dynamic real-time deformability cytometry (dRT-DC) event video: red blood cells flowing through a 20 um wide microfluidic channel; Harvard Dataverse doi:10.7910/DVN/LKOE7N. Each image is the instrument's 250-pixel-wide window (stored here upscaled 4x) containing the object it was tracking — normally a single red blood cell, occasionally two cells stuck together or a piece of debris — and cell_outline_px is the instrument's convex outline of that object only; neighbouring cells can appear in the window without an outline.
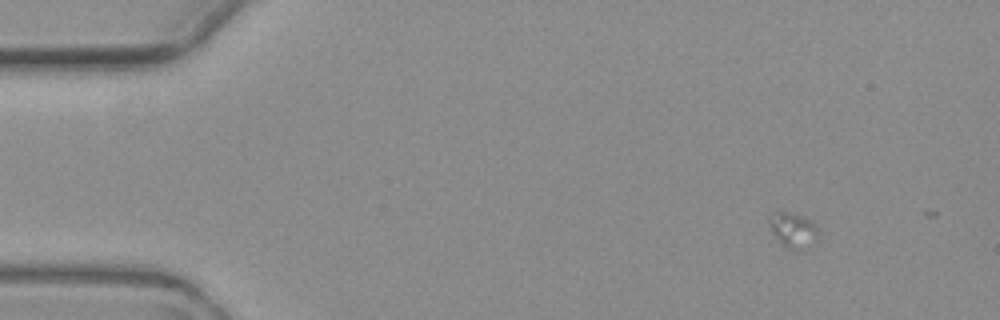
{"species": "common noctule bat (a hibernating species)", "species_latin": "Nyctalus noctula", "temperature_condition": "warm", "stored_images_in_passage": 5, "camera_frame_rate_fps": 3000, "um_per_image_px": 0.085, "animal": {"sex": "female", "body_mass_g": 19.3, "forearm_length_mm": 54.1}, "frame": {"image": 1, "passage_image": 2, "time_ms": 1.333, "image_size_px": [1000, 320], "cell_outline_px": [[816, 240], [800, 252], [780, 244], [776, 240], [768, 224], [768, 212], [788, 212], [804, 216], [812, 220], [816, 224]], "centroid_in_image_um": [67.36, 19.54], "position_along_channel_um": 17.6, "area_um2": 10.29}}